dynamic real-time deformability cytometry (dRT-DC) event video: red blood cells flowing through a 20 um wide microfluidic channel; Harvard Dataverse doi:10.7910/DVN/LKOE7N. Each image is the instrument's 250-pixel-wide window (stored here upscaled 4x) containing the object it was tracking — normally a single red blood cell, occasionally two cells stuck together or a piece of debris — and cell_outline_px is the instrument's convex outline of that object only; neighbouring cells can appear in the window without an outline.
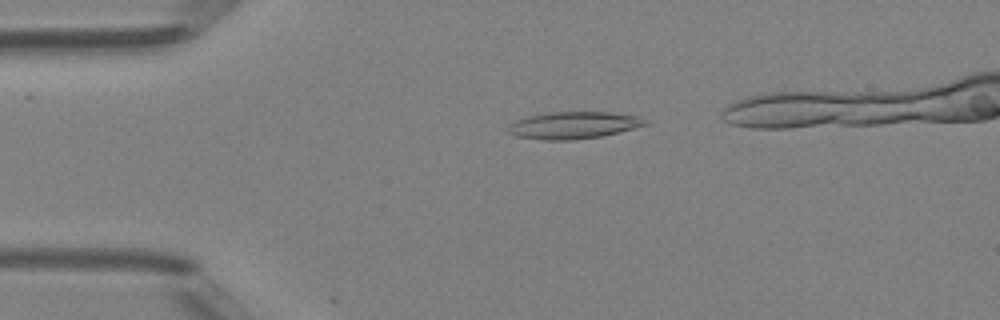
{"species": "Egyptian fruit bat (a non-hibernating species)", "species_latin": "Rousettus aegyptiacus", "temperature_condition": "room temperature", "stored_images_in_passage": 3, "camera_frame_rate_fps": 3000, "um_per_image_px": 0.085, "animal": {"sex": "female"}, "frame": {"image": 1, "passage_image": 2, "time_ms": 1.0, "image_size_px": [1000, 320], "cell_outline_px": [[648, 124], [600, 136], [572, 140], [540, 140], [512, 136], [504, 132], [504, 128], [516, 120], [528, 116], [548, 112], [612, 112], [640, 116], [648, 120]], "centroid_in_image_um": [48.65, 10.64], "position_along_channel_um": 36.3, "area_um2": 21.91}}